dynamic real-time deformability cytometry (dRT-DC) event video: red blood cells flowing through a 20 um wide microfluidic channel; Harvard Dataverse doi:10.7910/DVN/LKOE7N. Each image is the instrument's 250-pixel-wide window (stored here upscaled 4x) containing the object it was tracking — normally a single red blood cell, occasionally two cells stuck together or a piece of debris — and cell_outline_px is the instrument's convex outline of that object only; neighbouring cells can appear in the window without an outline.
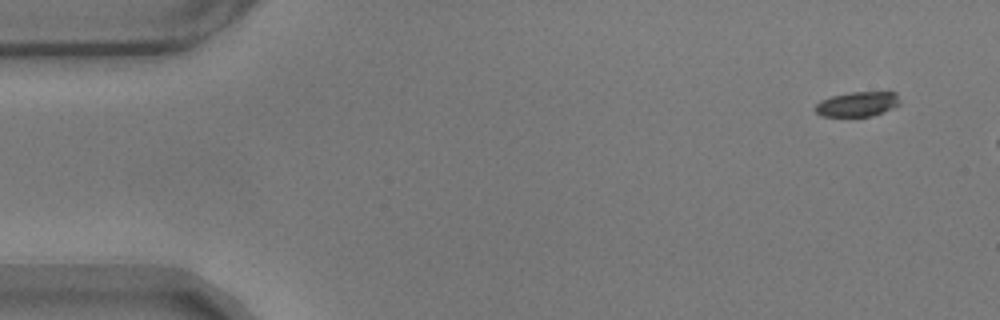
{"species": "common noctule bat (a hibernating species)", "species_latin": "Nyctalus noctula", "temperature_condition": "warm", "stored_images_in_passage": 7, "camera_frame_rate_fps": 3000, "um_per_image_px": 0.085, "animal": {"sex": "male", "body_mass_g": 17.9}, "frame": {"image": 1, "passage_image": 1, "time_ms": 0.0, "image_size_px": [1000, 320], "cell_outline_px": [[900, 104], [892, 108], [872, 116], [820, 116], [816, 112], [816, 104], [820, 100], [832, 96], [852, 92], [896, 92], [900, 100]], "centroid_in_image_um": [72.89, 8.85], "position_along_channel_um": 12.1, "area_um2": 12.14}}